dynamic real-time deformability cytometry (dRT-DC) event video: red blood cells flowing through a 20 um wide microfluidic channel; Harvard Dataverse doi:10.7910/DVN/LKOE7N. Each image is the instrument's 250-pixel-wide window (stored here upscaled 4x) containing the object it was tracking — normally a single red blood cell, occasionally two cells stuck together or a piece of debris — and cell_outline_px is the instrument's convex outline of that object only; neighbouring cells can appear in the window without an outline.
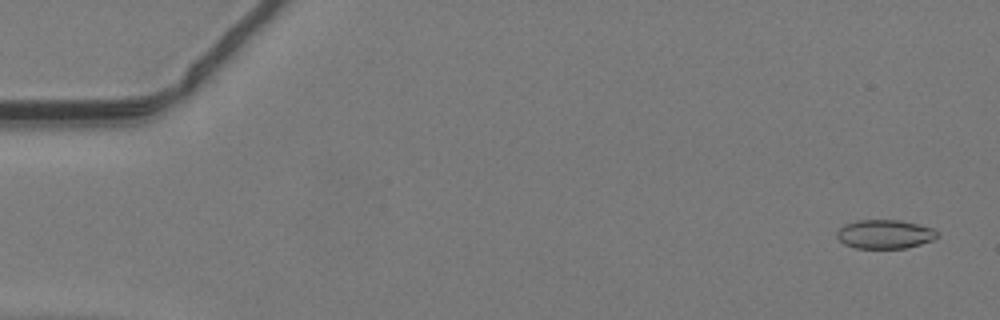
{"species": "common noctule bat (a hibernating species)", "species_latin": "Nyctalus noctula", "temperature_condition": "warm", "stored_images_in_passage": 32, "camera_frame_rate_fps": 3000, "um_per_image_px": 0.085, "animal": {"sex": "male", "body_mass_g": 19.2, "forearm_length_mm": 51.8}, "frame": {"image": 1, "passage_image": 2, "time_ms": 0.333, "image_size_px": [1000, 320], "cell_outline_px": [[940, 236], [932, 240], [920, 244], [904, 248], [856, 248], [844, 244], [836, 236], [836, 232], [844, 224], [856, 220], [900, 220], [932, 228]], "centroid_in_image_um": [75.18, 19.9], "position_along_channel_um": 9.8, "area_um2": 16.82}}
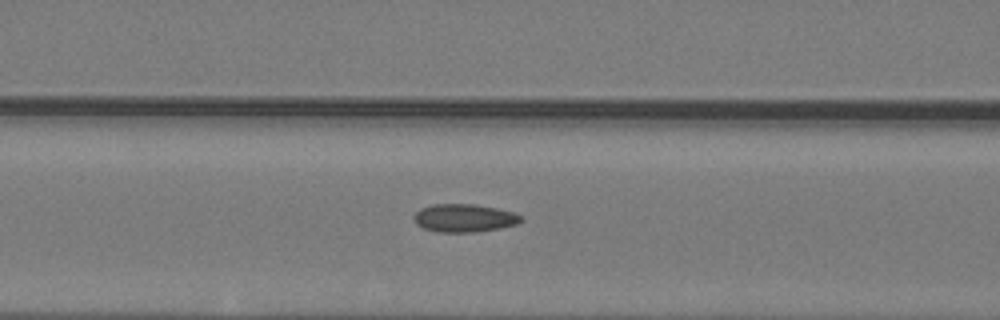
{"frame": {"image": 2, "passage_image": 20, "time_ms": 6.333, "image_size_px": [1000, 320], "cell_outline_px": [[524, 220], [516, 224], [500, 228], [472, 232], [436, 232], [424, 228], [416, 224], [412, 216], [420, 208], [432, 204], [472, 204], [496, 208], [512, 212], [524, 216]], "centroid_in_image_um": [39.44, 18.53], "position_along_channel_um": 127.2, "area_um2": 17.57}}
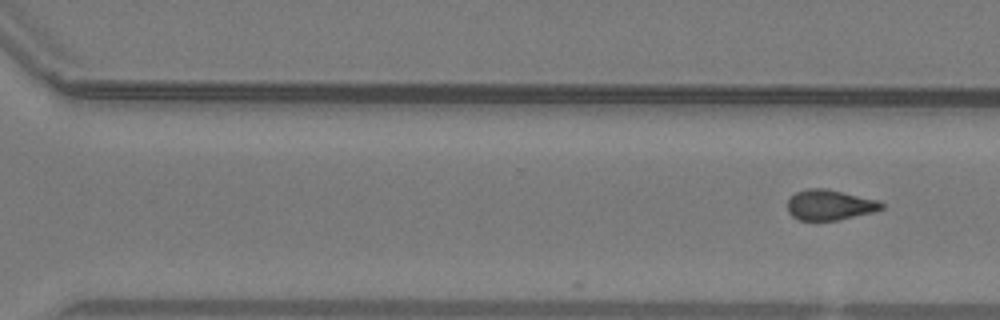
{"frame": {"image": 3, "passage_image": 32, "time_ms": 10.333, "image_size_px": [1000, 320], "cell_outline_px": [[884, 208], [876, 212], [836, 220], [800, 220], [792, 216], [788, 212], [788, 200], [796, 192], [808, 188], [828, 188], [880, 200], [884, 204]], "centroid_in_image_um": [70.58, 17.41], "position_along_channel_um": 300.0, "area_um2": 16.88}}